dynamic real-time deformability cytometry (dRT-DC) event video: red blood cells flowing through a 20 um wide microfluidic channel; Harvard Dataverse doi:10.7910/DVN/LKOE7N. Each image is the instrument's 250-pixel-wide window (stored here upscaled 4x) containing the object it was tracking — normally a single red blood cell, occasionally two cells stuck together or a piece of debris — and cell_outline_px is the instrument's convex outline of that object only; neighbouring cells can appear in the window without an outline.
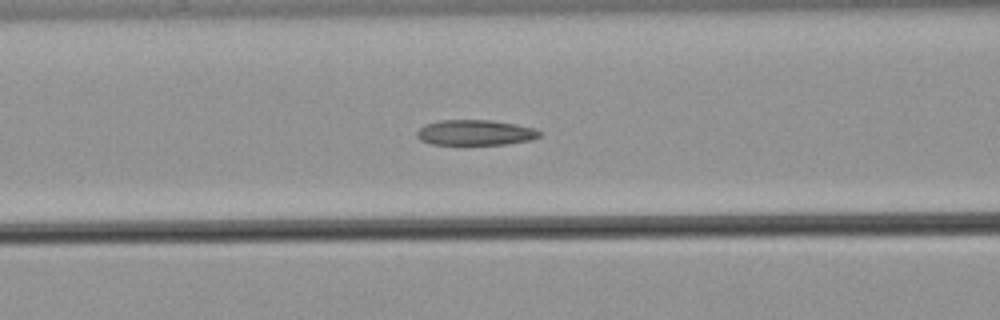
{"species": "common noctule bat (a hibernating species)", "species_latin": "Nyctalus noctula", "temperature_condition": "warm", "stored_images_in_passage": 41, "camera_frame_rate_fps": 3000, "um_per_image_px": 0.085, "animal": {"sex": "male", "body_mass_g": 21.5, "forearm_length_mm": 52.0}, "frame": {"image": 1, "passage_image": 18, "time_ms": 5.667, "image_size_px": [1000, 320], "cell_outline_px": [[540, 136], [532, 140], [504, 144], [432, 144], [420, 140], [416, 136], [416, 132], [424, 124], [440, 120], [492, 120], [516, 124], [536, 128], [540, 132]], "centroid_in_image_um": [40.39, 11.26], "position_along_channel_um": 126.2, "area_um2": 18.21}}